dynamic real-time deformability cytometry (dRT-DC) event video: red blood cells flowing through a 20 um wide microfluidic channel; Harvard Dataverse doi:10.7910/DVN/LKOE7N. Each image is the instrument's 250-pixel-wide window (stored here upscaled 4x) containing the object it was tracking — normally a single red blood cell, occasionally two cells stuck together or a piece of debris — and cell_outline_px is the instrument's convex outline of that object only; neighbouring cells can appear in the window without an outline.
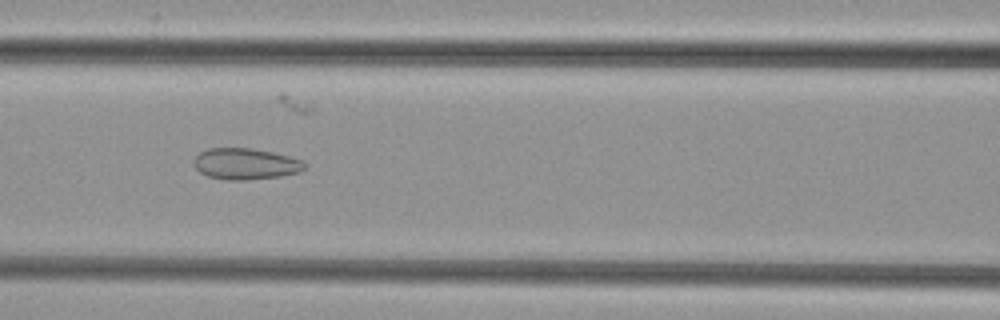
{"species": "common noctule bat (a hibernating species)", "species_latin": "Nyctalus noctula", "temperature_condition": "cold", "stored_images_in_passage": 52, "camera_frame_rate_fps": 3000, "um_per_image_px": 0.085, "animal": {"sex": "female", "body_mass_g": 29.2, "forearm_length_mm": 56.3}, "frame": {"image": 1, "passage_image": 23, "time_ms": 7.333, "image_size_px": [1000, 320], "cell_outline_px": [[304, 168], [300, 172], [280, 176], [244, 180], [224, 180], [208, 176], [200, 172], [192, 164], [192, 160], [200, 152], [208, 148], [252, 148], [272, 152], [288, 156], [300, 160], [304, 164]], "centroid_in_image_um": [20.81, 13.93], "position_along_channel_um": 145.8, "area_um2": 20.11}}
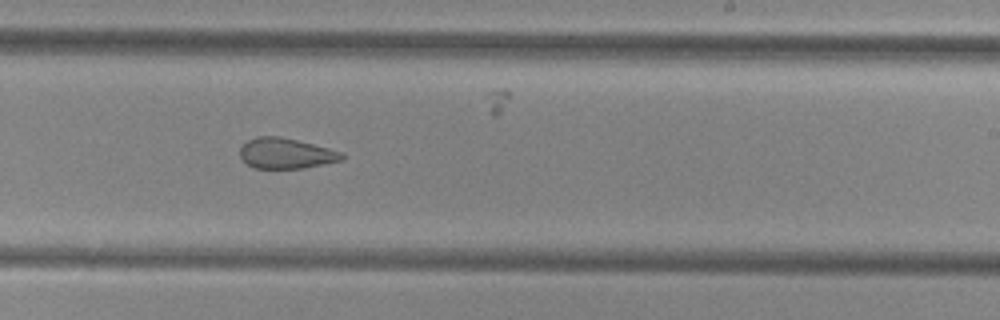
{"frame": {"image": 2, "passage_image": 32, "time_ms": 10.333, "image_size_px": [1000, 320], "cell_outline_px": [[344, 160], [304, 168], [256, 168], [248, 164], [240, 156], [240, 148], [248, 140], [256, 136], [280, 136], [344, 152]], "centroid_in_image_um": [24.33, 13.03], "position_along_channel_um": 264.7, "area_um2": 18.03}}
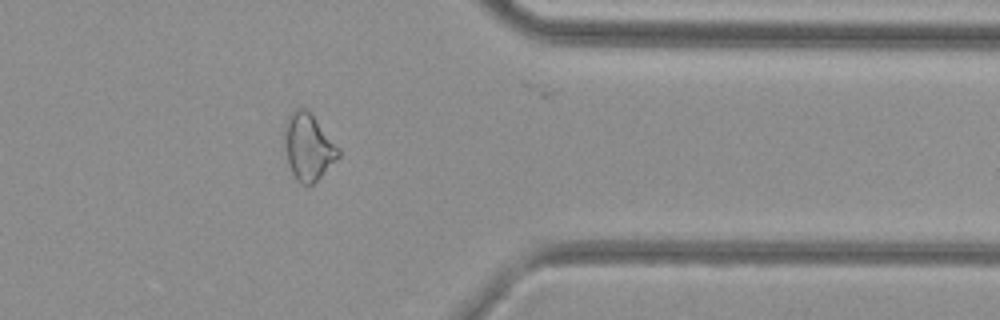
{"frame": {"image": 3, "passage_image": 42, "time_ms": 13.667, "image_size_px": [1000, 320], "cell_outline_px": [[340, 156], [312, 184], [300, 184], [296, 180], [288, 164], [284, 148], [284, 124], [288, 116], [296, 108], [304, 108], [312, 116], [340, 148]], "centroid_in_image_um": [26.17, 12.5], "position_along_channel_um": 385.2, "area_um2": 20.69}}